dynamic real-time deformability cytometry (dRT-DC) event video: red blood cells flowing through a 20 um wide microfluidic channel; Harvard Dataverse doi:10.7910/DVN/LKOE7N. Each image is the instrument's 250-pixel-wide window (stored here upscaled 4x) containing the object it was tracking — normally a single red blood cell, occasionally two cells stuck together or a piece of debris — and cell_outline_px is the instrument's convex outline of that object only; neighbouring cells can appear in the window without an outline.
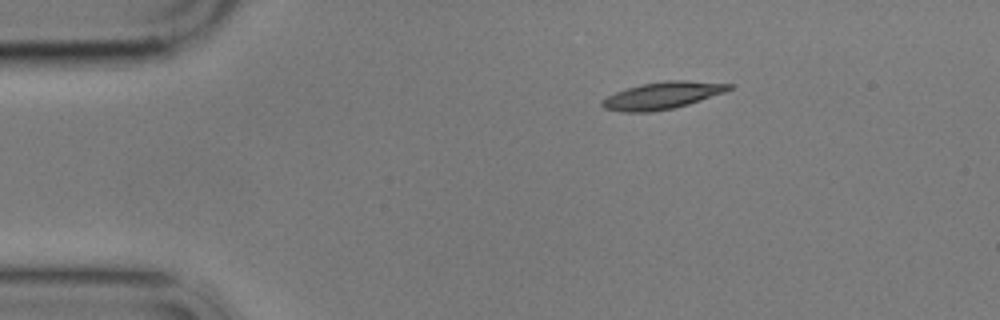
{"species": "common noctule bat (a hibernating species)", "species_latin": "Nyctalus noctula", "temperature_condition": "cold", "stored_images_in_passage": 3, "camera_frame_rate_fps": 3000, "um_per_image_px": 0.085, "animal": {"sex": "male", "body_mass_g": 17.9}, "frame": {"image": 1, "passage_image": 1, "time_ms": 0.0, "image_size_px": [1000, 320], "cell_outline_px": [[736, 84], [732, 88], [724, 92], [688, 104], [672, 108], [652, 112], [620, 112], [604, 108], [600, 104], [600, 100], [616, 92], [640, 84], [664, 80], [684, 80]], "centroid_in_image_um": [56.28, 8.11], "position_along_channel_um": 28.7, "area_um2": 20.06}}
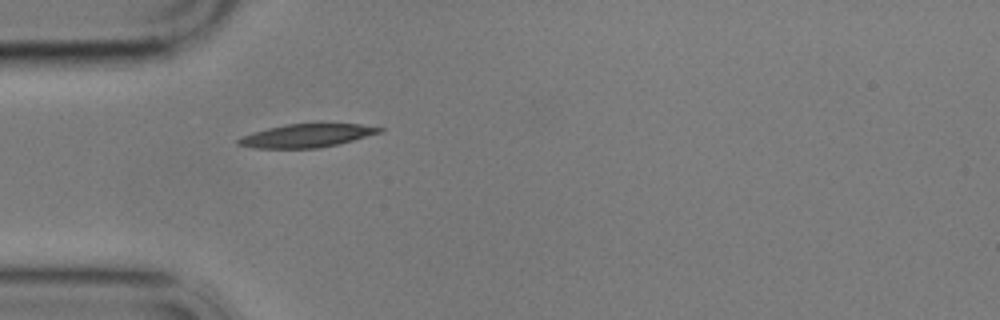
{"frame": {"image": 2, "passage_image": 3, "time_ms": 2.333, "image_size_px": [1000, 320], "cell_outline_px": [[384, 128], [380, 132], [352, 140], [336, 144], [316, 148], [256, 148], [236, 144], [236, 140], [252, 132], [268, 128], [288, 124], [360, 124]], "centroid_in_image_um": [26.02, 11.53], "position_along_channel_um": 59.0, "area_um2": 18.73}}